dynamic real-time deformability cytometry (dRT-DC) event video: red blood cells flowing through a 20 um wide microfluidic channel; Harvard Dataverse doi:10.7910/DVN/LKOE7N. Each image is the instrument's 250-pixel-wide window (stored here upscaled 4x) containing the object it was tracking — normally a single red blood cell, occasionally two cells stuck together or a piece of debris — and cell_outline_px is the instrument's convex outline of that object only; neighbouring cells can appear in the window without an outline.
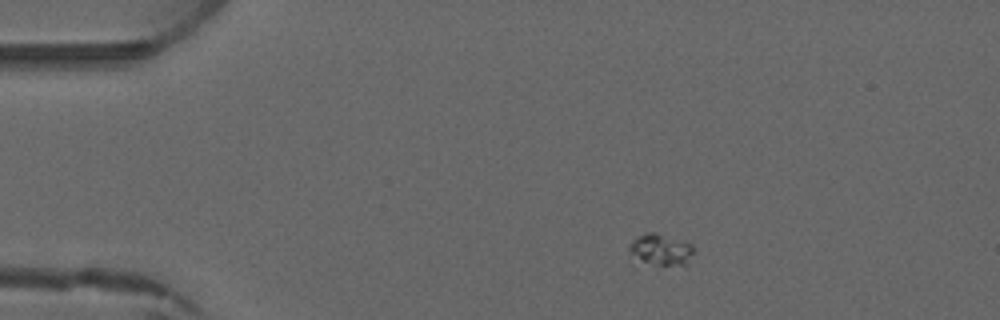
{"species": "common noctule bat (a hibernating species)", "species_latin": "Nyctalus noctula", "temperature_condition": "warm", "stored_images_in_passage": 4, "camera_frame_rate_fps": 3000, "um_per_image_px": 0.085, "animal": {"sex": "male", "forearm_length_mm": 52.5}, "frame": {"image": 1, "passage_image": 1, "time_ms": 0.0, "image_size_px": [1000, 320], "cell_outline_px": [[692, 252], [684, 264], [660, 264], [644, 260], [632, 252], [628, 248], [632, 240], [648, 232], [656, 232], [692, 244]], "centroid_in_image_um": [56.18, 21.15], "position_along_channel_um": 28.8, "area_um2": 10.75}}
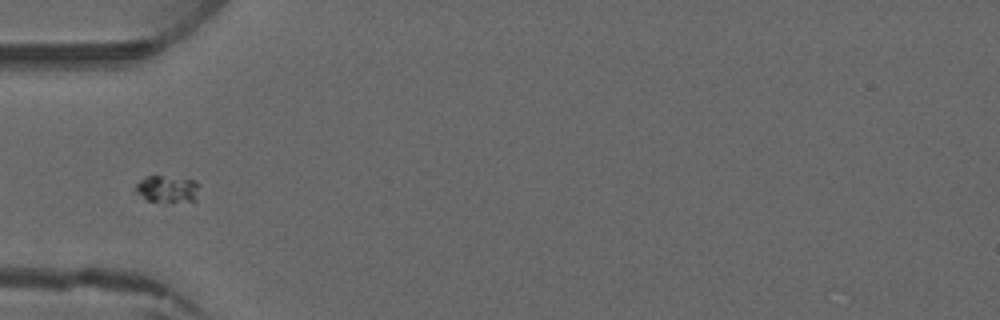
{"frame": {"image": 2, "passage_image": 3, "time_ms": 2.333, "image_size_px": [1000, 320], "cell_outline_px": [[200, 184], [196, 200], [144, 200], [132, 192], [132, 188], [144, 176], [160, 176], [196, 180]], "centroid_in_image_um": [14.14, 16.04], "position_along_channel_um": 70.9, "area_um2": 10.0}}
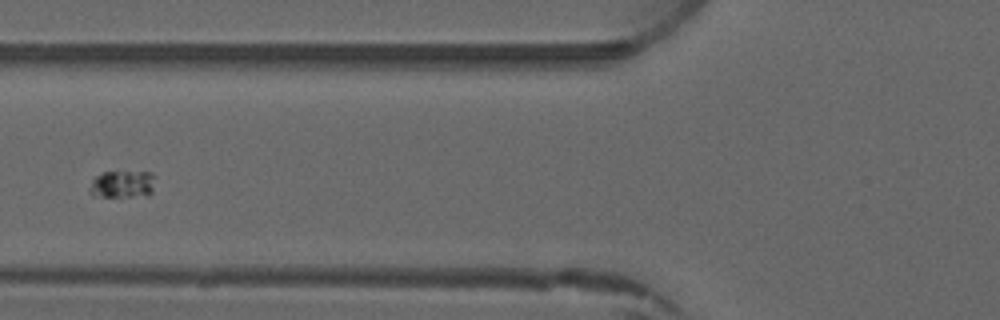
{"frame": {"image": 3, "passage_image": 4, "time_ms": 3.333, "image_size_px": [1000, 320], "cell_outline_px": [[152, 192], [148, 196], [92, 196], [88, 192], [88, 188], [92, 180], [100, 172], [152, 172]], "centroid_in_image_um": [10.33, 15.66], "position_along_channel_um": 115.5, "area_um2": 10.4}}